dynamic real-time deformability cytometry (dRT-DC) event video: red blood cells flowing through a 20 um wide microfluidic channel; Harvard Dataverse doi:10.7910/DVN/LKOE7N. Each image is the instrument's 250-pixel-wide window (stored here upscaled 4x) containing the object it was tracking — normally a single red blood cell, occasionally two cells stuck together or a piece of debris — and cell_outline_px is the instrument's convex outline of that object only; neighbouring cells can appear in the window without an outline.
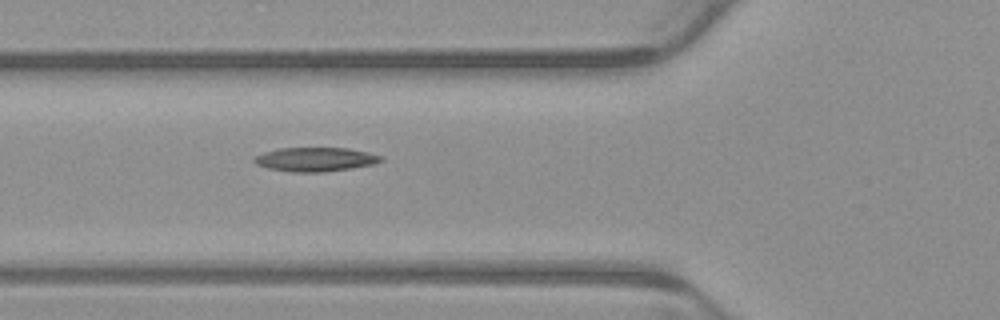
{"species": "common noctule bat (a hibernating species)", "species_latin": "Nyctalus noctula", "temperature_condition": "warm", "stored_images_in_passage": 2, "camera_frame_rate_fps": 3000, "um_per_image_px": 0.085, "animal": {"sex": "male", "body_mass_g": 23.1, "forearm_length_mm": 52.7}, "frame": {"image": 1, "passage_image": 2, "time_ms": 0.333, "image_size_px": [1000, 320], "cell_outline_px": [[384, 160], [372, 164], [352, 168], [324, 172], [292, 172], [268, 168], [256, 164], [252, 160], [256, 156], [264, 152], [280, 148], [348, 148], [368, 152], [384, 156]], "centroid_in_image_um": [26.83, 13.54], "position_along_channel_um": 99.0, "area_um2": 17.74}}